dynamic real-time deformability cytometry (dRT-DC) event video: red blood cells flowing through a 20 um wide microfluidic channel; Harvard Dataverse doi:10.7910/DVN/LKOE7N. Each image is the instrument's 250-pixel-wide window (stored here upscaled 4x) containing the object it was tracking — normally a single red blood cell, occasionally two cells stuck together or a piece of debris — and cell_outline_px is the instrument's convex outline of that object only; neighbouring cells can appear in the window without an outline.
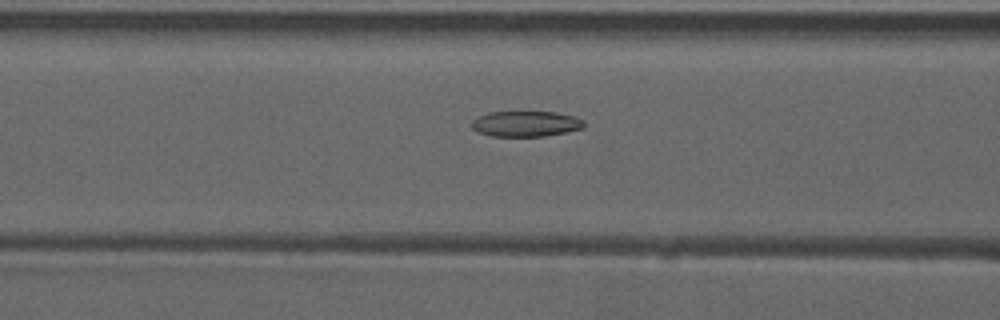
{"species": "common noctule bat (a hibernating species)", "species_latin": "Nyctalus noctula", "temperature_condition": "warm", "stored_images_in_passage": 53, "camera_frame_rate_fps": 3000, "um_per_image_px": 0.085, "animal": {"sex": "male", "forearm_length_mm": 52.5}, "frame": {"image": 1, "passage_image": 22, "time_ms": 7.0, "image_size_px": [1000, 320], "cell_outline_px": [[584, 128], [544, 136], [492, 136], [480, 132], [472, 128], [472, 120], [488, 112], [516, 108], [556, 112], [576, 116], [584, 120]], "centroid_in_image_um": [44.7, 10.45], "position_along_channel_um": 121.9, "area_um2": 17.63}}
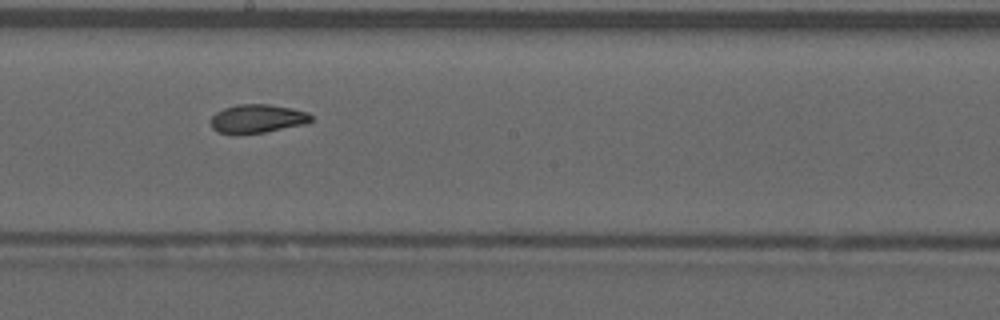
{"frame": {"image": 2, "passage_image": 30, "time_ms": 9.667, "image_size_px": [1000, 320], "cell_outline_px": [[312, 120], [308, 124], [264, 132], [236, 136], [232, 136], [216, 132], [212, 128], [212, 116], [216, 112], [224, 108], [240, 104], [268, 104], [292, 108], [308, 112], [312, 116]], "centroid_in_image_um": [21.87, 10.12], "position_along_channel_um": 226.3, "area_um2": 17.17}}
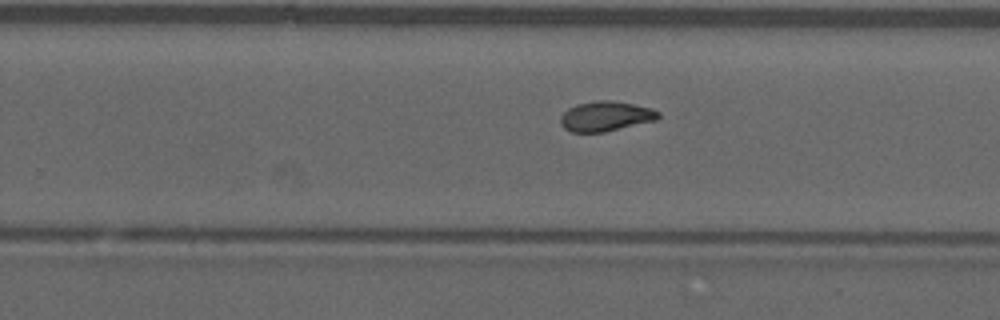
{"frame": {"image": 3, "passage_image": 34, "time_ms": 11.0, "image_size_px": [1000, 320], "cell_outline_px": [[660, 116], [656, 120], [604, 132], [572, 132], [564, 128], [560, 124], [560, 116], [568, 108], [576, 104], [596, 100], [608, 100], [632, 104], [652, 108], [660, 112]], "centroid_in_image_um": [51.46, 9.88], "position_along_channel_um": 278.3, "area_um2": 17.05}, "authors_computed_cell_mechanics": {"area_um2": 17.2822, "velocity_mm_per_s": 3.9209, "shape_relaxation_time_tau1_ms": 9.9588, "shape_relaxation_time_tau2_ms": 1.9026, "deformation_change_tau1": 0.1933, "deformation_change_tau2": 0.0737}}